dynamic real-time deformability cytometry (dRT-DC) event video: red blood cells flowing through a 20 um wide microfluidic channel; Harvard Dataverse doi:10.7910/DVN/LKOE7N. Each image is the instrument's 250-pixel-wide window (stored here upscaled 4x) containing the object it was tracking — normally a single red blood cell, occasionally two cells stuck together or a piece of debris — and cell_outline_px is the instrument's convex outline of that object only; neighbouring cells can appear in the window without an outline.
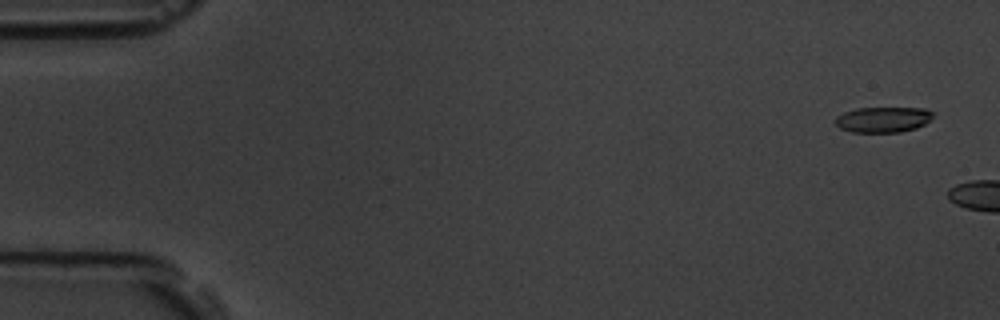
{"species": "common noctule bat (a hibernating species)", "species_latin": "Nyctalus noctula", "temperature_condition": "room temperature", "stored_images_in_passage": 2, "camera_frame_rate_fps": 3000, "um_per_image_px": 0.085, "animal": {"sex": "male", "body_mass_g": 19.5, "forearm_length_mm": 54.6}, "frame": {"image": 1, "passage_image": 1, "time_ms": 0.0, "image_size_px": [1000, 320], "cell_outline_px": [[936, 112], [924, 124], [916, 128], [900, 132], [852, 132], [840, 128], [836, 124], [836, 116], [844, 112], [856, 108], [924, 108]], "centroid_in_image_um": [75.07, 10.15], "position_along_channel_um": 9.9, "area_um2": 14.51}}